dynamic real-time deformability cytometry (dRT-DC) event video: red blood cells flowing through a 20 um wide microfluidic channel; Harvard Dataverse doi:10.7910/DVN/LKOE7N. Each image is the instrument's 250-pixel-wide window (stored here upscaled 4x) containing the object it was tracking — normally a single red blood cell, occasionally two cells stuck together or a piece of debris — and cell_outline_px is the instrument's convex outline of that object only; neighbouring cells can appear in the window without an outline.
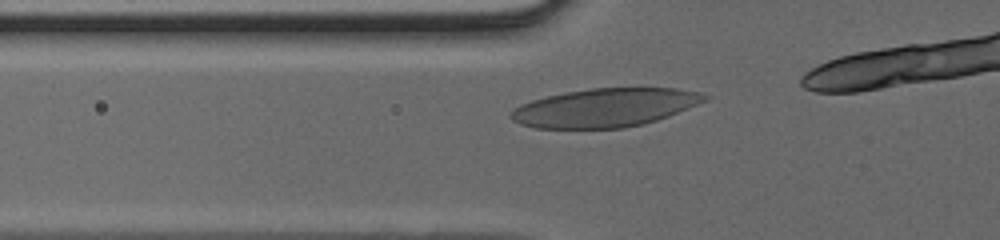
{"species": "human", "species_latin": "Homo sapiens", "temperature_condition": "cold", "stored_images_in_passage": 7, "camera_frame_rate_fps": 3000, "um_per_image_px": 0.085, "donor": {"sex": "male"}, "frame": {"image": 1, "passage_image": 2, "time_ms": 0.333, "image_size_px": [1000, 240], "cell_outline_px": [[712, 96], [696, 104], [668, 116], [644, 124], [624, 128], [536, 128], [520, 124], [512, 120], [508, 116], [520, 104], [532, 100], [548, 96], [568, 92], [592, 88], [676, 88], [700, 92]], "centroid_in_image_um": [51.42, 9.15], "position_along_channel_um": 74.4, "area_um2": 43.18}}
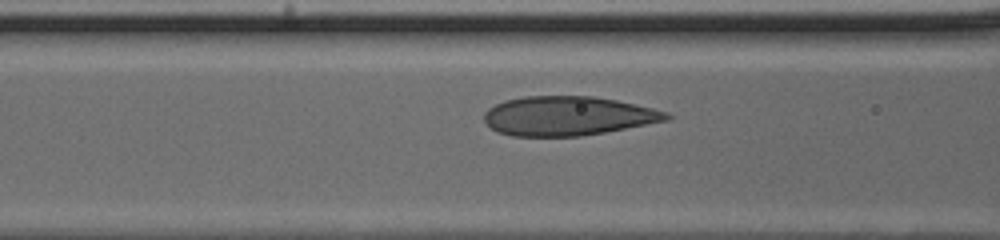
{"frame": {"image": 2, "passage_image": 5, "time_ms": 1.333, "image_size_px": [1000, 240], "cell_outline_px": [[672, 116], [668, 120], [604, 132], [580, 136], [512, 136], [496, 132], [484, 120], [484, 112], [488, 108], [504, 100], [524, 96], [592, 96], [616, 100], [652, 108], [668, 112]], "centroid_in_image_um": [48.24, 9.85], "position_along_channel_um": 118.4, "area_um2": 41.56}}